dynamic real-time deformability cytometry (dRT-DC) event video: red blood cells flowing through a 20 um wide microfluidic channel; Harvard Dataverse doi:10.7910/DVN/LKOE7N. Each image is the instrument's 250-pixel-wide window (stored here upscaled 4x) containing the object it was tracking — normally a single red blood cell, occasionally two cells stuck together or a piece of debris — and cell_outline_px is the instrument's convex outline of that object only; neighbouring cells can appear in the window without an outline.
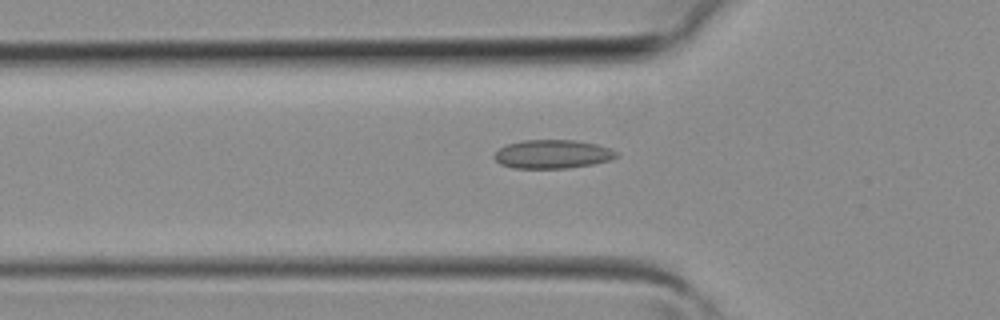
{"species": "common noctule bat (a hibernating species)", "species_latin": "Nyctalus noctula", "temperature_condition": "room temperature", "stored_images_in_passage": 39, "camera_frame_rate_fps": 3000, "um_per_image_px": 0.085, "animal": {"sex": "female", "body_mass_g": 19.3, "forearm_length_mm": 54.1}, "frame": {"image": 1, "passage_image": 13, "time_ms": 4.0, "image_size_px": [1000, 320], "cell_outline_px": [[620, 156], [612, 160], [592, 164], [568, 168], [512, 168], [500, 164], [492, 156], [500, 148], [508, 144], [524, 140], [572, 140], [596, 144], [608, 148], [616, 152]], "centroid_in_image_um": [46.96, 13.11], "position_along_channel_um": 78.8, "area_um2": 20.35}}
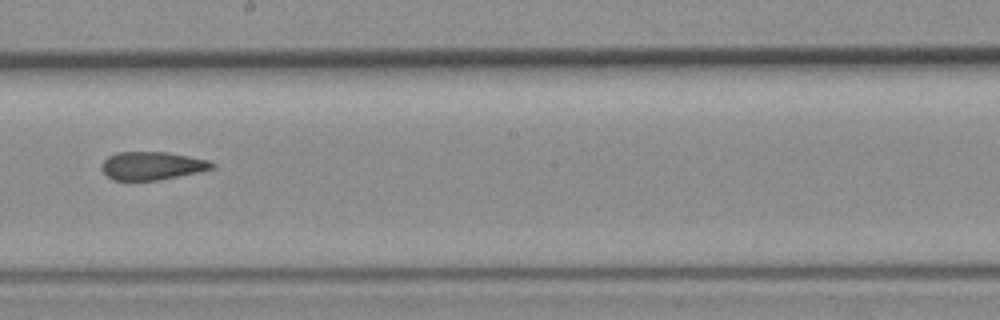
{"frame": {"image": 2, "passage_image": 22, "time_ms": 7.0, "image_size_px": [1000, 320], "cell_outline_px": [[216, 168], [200, 172], [160, 180], [112, 180], [100, 168], [104, 160], [108, 156], [116, 152], [168, 152], [208, 160], [216, 164]], "centroid_in_image_um": [12.95, 14.09], "position_along_channel_um": 235.3, "area_um2": 18.26}}
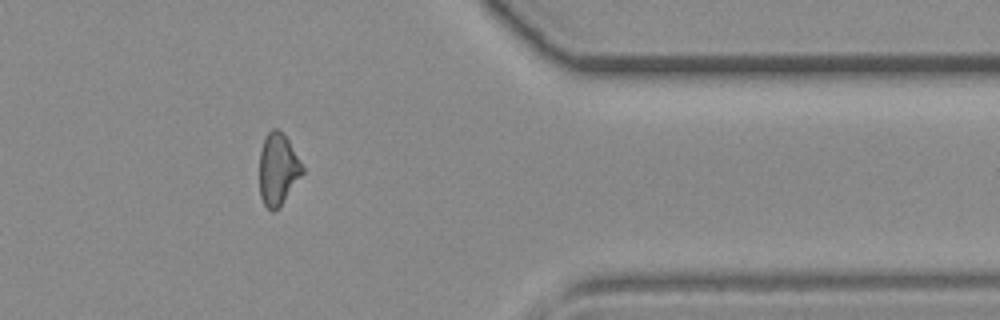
{"frame": {"image": 3, "passage_image": 32, "time_ms": 10.333, "image_size_px": [1000, 320], "cell_outline_px": [[304, 172], [280, 204], [272, 212], [264, 204], [260, 196], [260, 152], [264, 140], [268, 132], [272, 128], [276, 128], [288, 140], [304, 168]], "centroid_in_image_um": [23.61, 14.37], "position_along_channel_um": 387.8, "area_um2": 17.4}}